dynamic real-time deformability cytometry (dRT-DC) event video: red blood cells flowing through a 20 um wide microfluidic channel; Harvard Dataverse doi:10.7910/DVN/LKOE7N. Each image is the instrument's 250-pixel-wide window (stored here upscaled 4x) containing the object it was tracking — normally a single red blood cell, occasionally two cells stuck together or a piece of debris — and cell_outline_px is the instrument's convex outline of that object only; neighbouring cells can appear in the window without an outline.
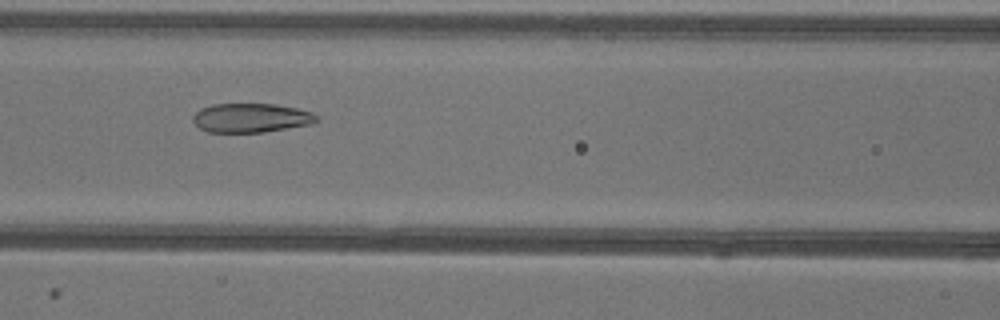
{"species": "common noctule bat (a hibernating species)", "species_latin": "Nyctalus noctula", "temperature_condition": "warm", "stored_images_in_passage": 50, "camera_frame_rate_fps": 3000, "um_per_image_px": 0.085, "animal": {"sex": "female"}, "frame": {"image": 1, "passage_image": 22, "time_ms": 7.0, "image_size_px": [1000, 320], "cell_outline_px": [[320, 120], [312, 124], [264, 132], [208, 132], [200, 128], [192, 120], [192, 116], [200, 108], [212, 104], [276, 104], [296, 108], [312, 112]], "centroid_in_image_um": [21.34, 10.02], "position_along_channel_um": 145.3, "area_um2": 21.04}}
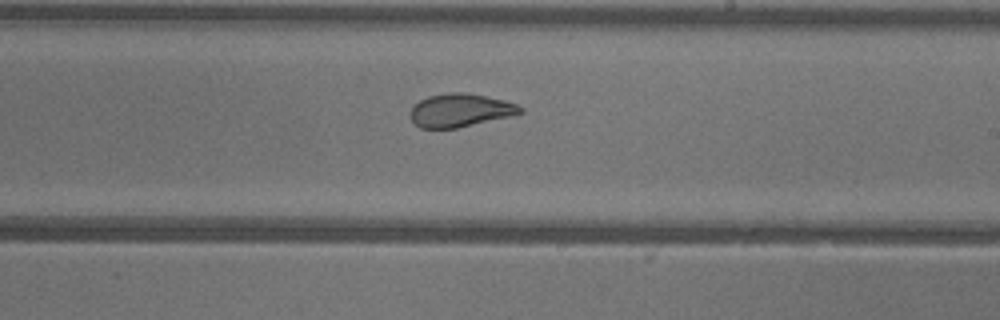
{"frame": {"image": 2, "passage_image": 30, "time_ms": 9.667, "image_size_px": [1000, 320], "cell_outline_px": [[524, 112], [508, 116], [456, 128], [420, 128], [408, 116], [408, 112], [420, 100], [428, 96], [448, 92], [464, 92], [488, 96], [504, 100], [516, 104], [524, 108]], "centroid_in_image_um": [39.09, 9.36], "position_along_channel_um": 249.9, "area_um2": 21.21}}
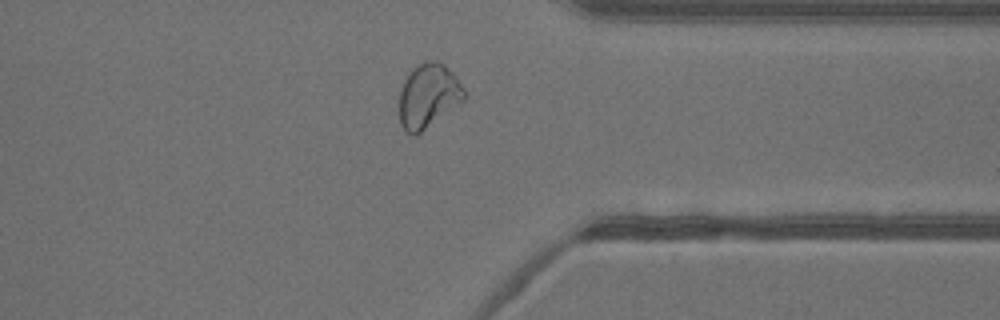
{"frame": {"image": 3, "passage_image": 40, "time_ms": 13.0, "image_size_px": [1000, 320], "cell_outline_px": [[464, 100], [416, 136], [412, 136], [400, 124], [400, 88], [408, 72], [412, 68], [428, 60], [436, 60], [444, 64], [456, 76], [464, 88]], "centroid_in_image_um": [36.39, 8.13], "position_along_channel_um": 375.0, "area_um2": 24.22}}